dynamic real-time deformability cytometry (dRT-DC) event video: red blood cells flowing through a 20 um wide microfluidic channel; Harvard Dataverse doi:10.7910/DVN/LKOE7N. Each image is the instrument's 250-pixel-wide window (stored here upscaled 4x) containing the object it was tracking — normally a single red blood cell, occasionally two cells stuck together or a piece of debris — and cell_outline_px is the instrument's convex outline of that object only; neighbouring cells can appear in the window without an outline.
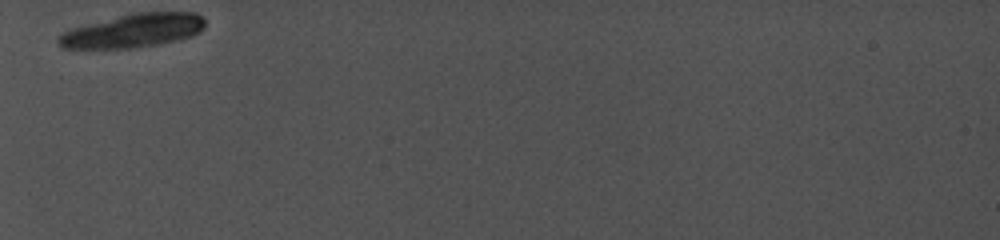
{"species": "common noctule bat (a hibernating species)", "species_latin": "Nyctalus noctula", "temperature_condition": "cold", "stored_images_in_passage": 3, "camera_frame_rate_fps": 5000, "um_per_image_px": 0.085, "animal": {"sex": "female", "body_mass_g": 19.0, "forearm_length_mm": 56.7}, "frame": {"image": 1, "passage_image": 1, "time_ms": 0.0, "image_size_px": [1000, 240], "cell_outline_px": [[204, 28], [200, 32], [192, 36], [176, 40], [136, 48], [64, 48], [56, 44], [56, 40], [64, 32], [72, 28], [136, 12], [196, 12], [204, 20]], "centroid_in_image_um": [11.34, 2.61], "position_along_channel_um": 73.7, "area_um2": 28.38}}